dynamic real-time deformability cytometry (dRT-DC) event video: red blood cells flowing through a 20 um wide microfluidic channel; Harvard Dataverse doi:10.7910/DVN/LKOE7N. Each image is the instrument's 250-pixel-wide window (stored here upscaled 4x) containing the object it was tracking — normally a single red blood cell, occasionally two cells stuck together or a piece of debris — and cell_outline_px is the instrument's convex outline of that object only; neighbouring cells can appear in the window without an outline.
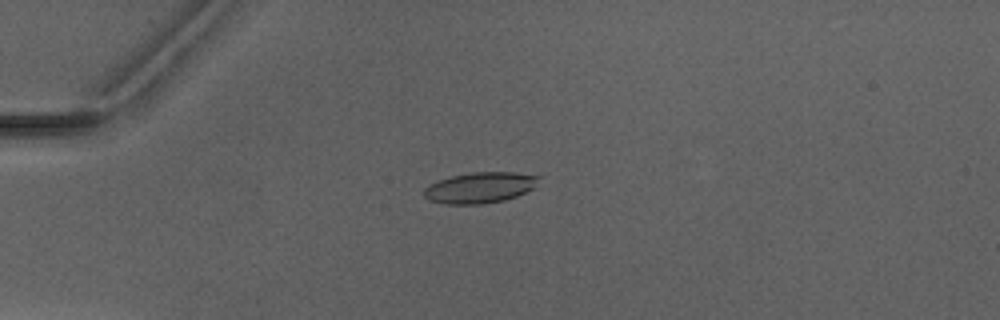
{"species": "Egyptian fruit bat (a non-hibernating species)", "species_latin": "Rousettus aegyptiacus", "temperature_condition": "warm", "stored_images_in_passage": 7, "camera_frame_rate_fps": 3000, "um_per_image_px": 0.085, "animal": {"sex": "male"}, "frame": {"image": 1, "passage_image": 5, "time_ms": 4.667, "image_size_px": [1000, 320], "cell_outline_px": [[540, 176], [532, 188], [516, 196], [504, 200], [480, 204], [444, 204], [428, 200], [424, 196], [424, 188], [428, 184], [452, 176], [472, 172], [512, 172]], "centroid_in_image_um": [40.73, 15.95], "position_along_channel_um": 44.3, "area_um2": 20.4}}